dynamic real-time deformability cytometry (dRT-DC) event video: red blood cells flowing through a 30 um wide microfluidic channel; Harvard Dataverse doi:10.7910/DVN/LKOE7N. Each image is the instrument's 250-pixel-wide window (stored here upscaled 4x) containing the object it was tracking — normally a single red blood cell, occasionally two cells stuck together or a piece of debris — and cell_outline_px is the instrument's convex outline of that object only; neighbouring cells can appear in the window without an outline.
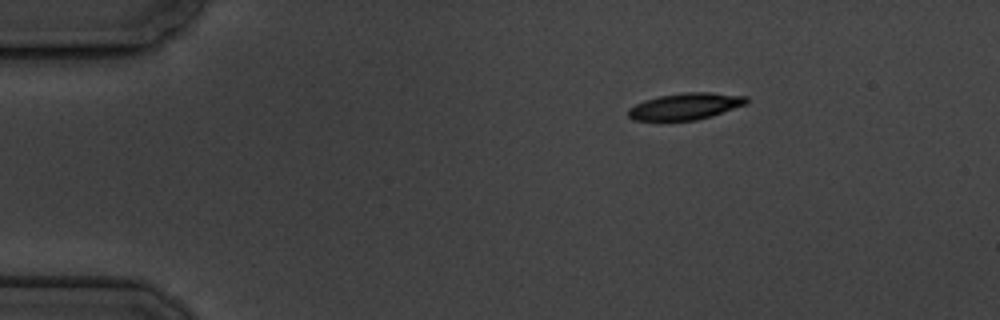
{"species": "common noctule bat (a hibernating species)", "species_latin": "Nyctalus noctula", "temperature_condition": "cold", "stored_images_in_passage": 3, "camera_frame_rate_fps": 3000, "um_per_image_px": 0.085, "animal": {"sex": "male", "body_mass_g": 19.5, "forearm_length_mm": 54.6}, "frame": {"image": 1, "passage_image": 1, "time_ms": 0.0, "image_size_px": [1000, 320], "cell_outline_px": [[748, 104], [712, 116], [696, 120], [632, 120], [628, 116], [628, 108], [644, 100], [660, 96], [688, 92], [708, 92], [748, 96]], "centroid_in_image_um": [58.29, 9.03], "position_along_channel_um": 26.7, "area_um2": 18.32}}